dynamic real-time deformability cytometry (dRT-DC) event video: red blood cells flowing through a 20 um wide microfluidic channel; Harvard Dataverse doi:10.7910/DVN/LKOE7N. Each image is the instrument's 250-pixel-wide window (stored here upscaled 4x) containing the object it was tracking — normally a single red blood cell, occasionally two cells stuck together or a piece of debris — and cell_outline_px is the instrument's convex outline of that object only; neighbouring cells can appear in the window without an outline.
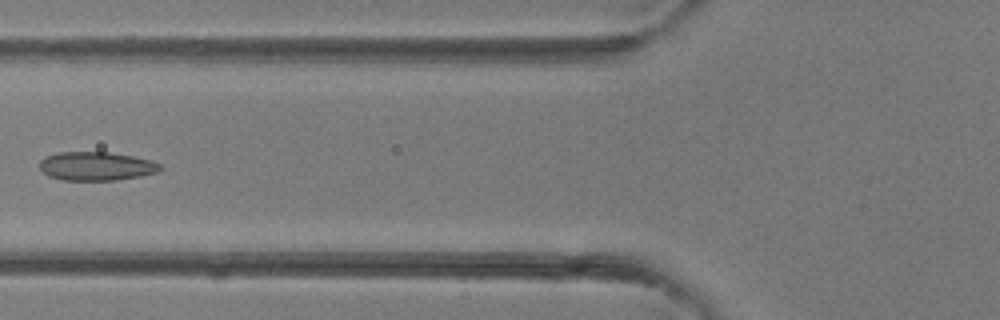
{"species": "common noctule bat (a hibernating species)", "species_latin": "Nyctalus noctula", "temperature_condition": "room temperature", "stored_images_in_passage": 21, "camera_frame_rate_fps": 3000, "um_per_image_px": 0.085, "animal": {"sex": "female"}, "frame": {"image": 1, "passage_image": 8, "time_ms": 2.333, "image_size_px": [1000, 320], "cell_outline_px": [[164, 168], [160, 172], [140, 176], [116, 180], [64, 180], [48, 176], [40, 168], [40, 160], [44, 156], [56, 152], [108, 152], [132, 156], [152, 160], [160, 164]], "centroid_in_image_um": [8.21, 14.12], "position_along_channel_um": 117.6, "area_um2": 20.35}}
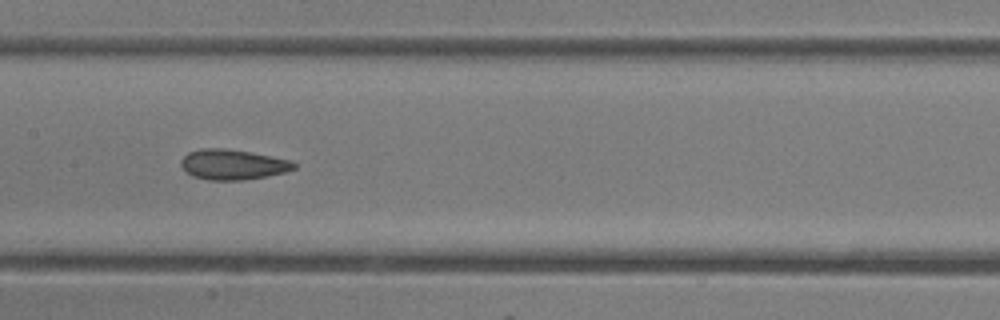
{"frame": {"image": 2, "passage_image": 12, "time_ms": 3.667, "image_size_px": [1000, 320], "cell_outline_px": [[296, 168], [288, 172], [244, 180], [208, 180], [192, 176], [180, 164], [180, 160], [188, 152], [200, 148], [228, 148], [288, 160], [296, 164]], "centroid_in_image_um": [19.76, 13.99], "position_along_channel_um": 187.6, "area_um2": 19.83}}
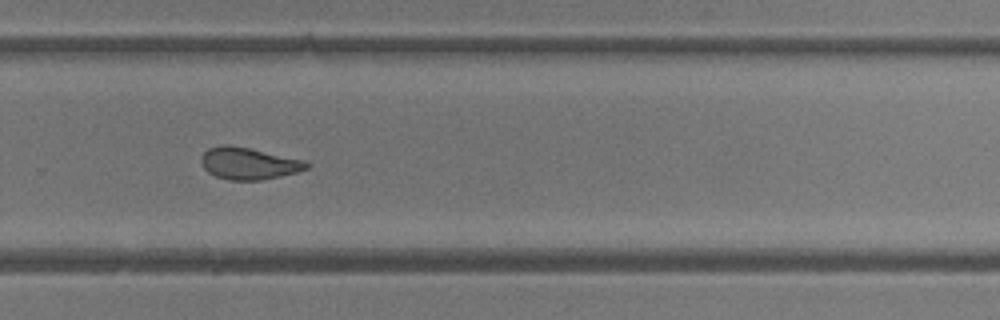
{"frame": {"image": 3, "passage_image": 19, "time_ms": 6.0, "image_size_px": [1000, 320], "cell_outline_px": [[308, 168], [296, 172], [264, 180], [228, 180], [216, 176], [208, 172], [204, 168], [200, 160], [200, 156], [208, 148], [220, 144], [228, 144], [248, 148], [304, 160], [308, 164]], "centroid_in_image_um": [21.08, 13.89], "position_along_channel_um": 308.7, "area_um2": 19.54}}